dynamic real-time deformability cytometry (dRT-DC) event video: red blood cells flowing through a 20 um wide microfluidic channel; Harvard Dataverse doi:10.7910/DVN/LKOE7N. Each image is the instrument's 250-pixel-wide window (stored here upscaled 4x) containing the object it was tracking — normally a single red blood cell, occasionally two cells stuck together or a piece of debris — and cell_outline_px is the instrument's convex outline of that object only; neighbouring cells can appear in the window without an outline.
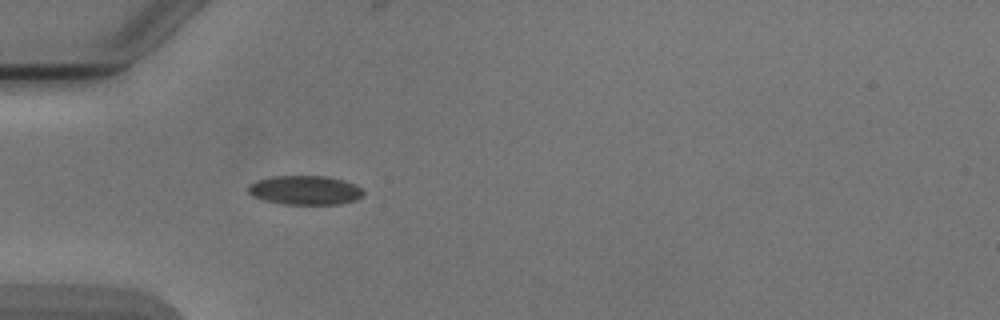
{"species": "Egyptian fruit bat (a non-hibernating species)", "species_latin": "Rousettus aegyptiacus", "temperature_condition": "cold", "stored_images_in_passage": 3, "camera_frame_rate_fps": 3000, "um_per_image_px": 0.085, "animal": {"sex": "male"}, "frame": {"image": 1, "passage_image": 3, "time_ms": 3.333, "image_size_px": [1000, 320], "cell_outline_px": [[364, 192], [356, 200], [340, 204], [284, 204], [264, 200], [252, 196], [248, 192], [248, 188], [256, 180], [276, 176], [324, 176], [344, 180], [360, 188]], "centroid_in_image_um": [25.91, 16.17], "position_along_channel_um": 59.1, "area_um2": 19.31}}